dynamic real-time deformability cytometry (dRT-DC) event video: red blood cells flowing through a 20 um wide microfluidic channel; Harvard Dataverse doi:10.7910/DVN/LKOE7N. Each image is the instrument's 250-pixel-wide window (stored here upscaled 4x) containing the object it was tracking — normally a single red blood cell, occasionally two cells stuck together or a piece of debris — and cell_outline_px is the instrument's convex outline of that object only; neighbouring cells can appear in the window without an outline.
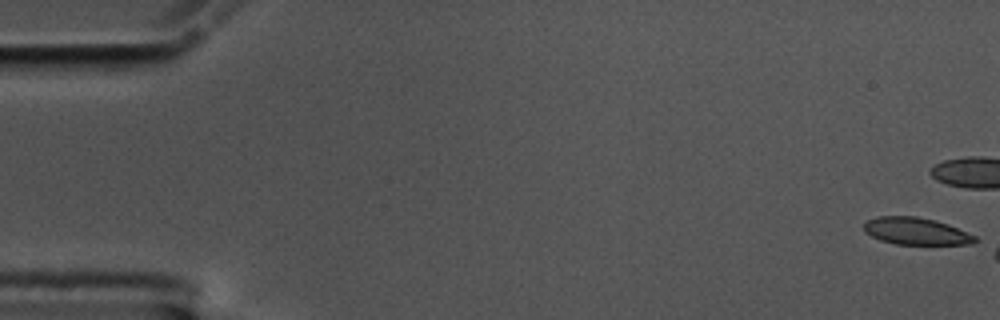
{"species": "common noctule bat (a hibernating species)", "species_latin": "Nyctalus noctula", "temperature_condition": "cold", "stored_images_in_passage": 7, "camera_frame_rate_fps": 3000, "um_per_image_px": 0.085, "animal": {"sex": "male", "body_mass_g": 17.5, "forearm_length_mm": 52.3}, "frame": {"image": 1, "passage_image": 1, "time_ms": 0.0, "image_size_px": [1000, 320], "cell_outline_px": [[976, 240], [972, 244], [896, 244], [880, 240], [864, 232], [864, 224], [868, 220], [876, 216], [916, 216], [936, 220], [948, 224], [976, 236]], "centroid_in_image_um": [77.84, 19.64], "position_along_channel_um": 7.2, "area_um2": 17.51}}